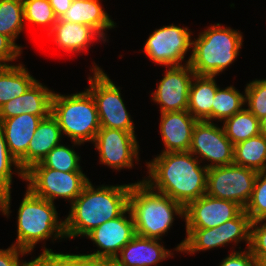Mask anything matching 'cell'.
<instances>
[{
    "mask_svg": "<svg viewBox=\"0 0 266 266\" xmlns=\"http://www.w3.org/2000/svg\"><path fill=\"white\" fill-rule=\"evenodd\" d=\"M62 132L57 119L50 113L43 118L30 140L27 153L18 161L25 172L41 160L57 145L61 144Z\"/></svg>",
    "mask_w": 266,
    "mask_h": 266,
    "instance_id": "cell-20",
    "label": "cell"
},
{
    "mask_svg": "<svg viewBox=\"0 0 266 266\" xmlns=\"http://www.w3.org/2000/svg\"><path fill=\"white\" fill-rule=\"evenodd\" d=\"M24 64L0 66V107L22 94L36 81Z\"/></svg>",
    "mask_w": 266,
    "mask_h": 266,
    "instance_id": "cell-25",
    "label": "cell"
},
{
    "mask_svg": "<svg viewBox=\"0 0 266 266\" xmlns=\"http://www.w3.org/2000/svg\"><path fill=\"white\" fill-rule=\"evenodd\" d=\"M200 163L189 151L160 153L146 162L148 176L142 181L185 208L206 194L208 168Z\"/></svg>",
    "mask_w": 266,
    "mask_h": 266,
    "instance_id": "cell-1",
    "label": "cell"
},
{
    "mask_svg": "<svg viewBox=\"0 0 266 266\" xmlns=\"http://www.w3.org/2000/svg\"><path fill=\"white\" fill-rule=\"evenodd\" d=\"M258 172L235 164L209 168L206 194L236 202L243 209L249 203Z\"/></svg>",
    "mask_w": 266,
    "mask_h": 266,
    "instance_id": "cell-10",
    "label": "cell"
},
{
    "mask_svg": "<svg viewBox=\"0 0 266 266\" xmlns=\"http://www.w3.org/2000/svg\"><path fill=\"white\" fill-rule=\"evenodd\" d=\"M53 92L36 80L24 94L0 107V121L27 113L46 118L51 113Z\"/></svg>",
    "mask_w": 266,
    "mask_h": 266,
    "instance_id": "cell-19",
    "label": "cell"
},
{
    "mask_svg": "<svg viewBox=\"0 0 266 266\" xmlns=\"http://www.w3.org/2000/svg\"><path fill=\"white\" fill-rule=\"evenodd\" d=\"M23 0H0V33L14 43L24 29Z\"/></svg>",
    "mask_w": 266,
    "mask_h": 266,
    "instance_id": "cell-29",
    "label": "cell"
},
{
    "mask_svg": "<svg viewBox=\"0 0 266 266\" xmlns=\"http://www.w3.org/2000/svg\"><path fill=\"white\" fill-rule=\"evenodd\" d=\"M24 21L43 27L47 33L58 21L49 0H23Z\"/></svg>",
    "mask_w": 266,
    "mask_h": 266,
    "instance_id": "cell-31",
    "label": "cell"
},
{
    "mask_svg": "<svg viewBox=\"0 0 266 266\" xmlns=\"http://www.w3.org/2000/svg\"><path fill=\"white\" fill-rule=\"evenodd\" d=\"M243 208L236 202L218 199L207 194L184 208L186 229L215 228L235 218Z\"/></svg>",
    "mask_w": 266,
    "mask_h": 266,
    "instance_id": "cell-16",
    "label": "cell"
},
{
    "mask_svg": "<svg viewBox=\"0 0 266 266\" xmlns=\"http://www.w3.org/2000/svg\"><path fill=\"white\" fill-rule=\"evenodd\" d=\"M51 114L72 146L93 142L101 128L95 101L87 89L70 95L53 92Z\"/></svg>",
    "mask_w": 266,
    "mask_h": 266,
    "instance_id": "cell-6",
    "label": "cell"
},
{
    "mask_svg": "<svg viewBox=\"0 0 266 266\" xmlns=\"http://www.w3.org/2000/svg\"><path fill=\"white\" fill-rule=\"evenodd\" d=\"M80 156L77 155L73 147L59 144L54 147L42 160L44 167L62 172L82 171L80 166Z\"/></svg>",
    "mask_w": 266,
    "mask_h": 266,
    "instance_id": "cell-30",
    "label": "cell"
},
{
    "mask_svg": "<svg viewBox=\"0 0 266 266\" xmlns=\"http://www.w3.org/2000/svg\"><path fill=\"white\" fill-rule=\"evenodd\" d=\"M251 220L244 209L233 219L210 229H186V237L180 242L175 251L194 254L226 244H238L246 241V248L250 245Z\"/></svg>",
    "mask_w": 266,
    "mask_h": 266,
    "instance_id": "cell-9",
    "label": "cell"
},
{
    "mask_svg": "<svg viewBox=\"0 0 266 266\" xmlns=\"http://www.w3.org/2000/svg\"><path fill=\"white\" fill-rule=\"evenodd\" d=\"M223 129L233 145L260 134V120L247 108L223 121Z\"/></svg>",
    "mask_w": 266,
    "mask_h": 266,
    "instance_id": "cell-27",
    "label": "cell"
},
{
    "mask_svg": "<svg viewBox=\"0 0 266 266\" xmlns=\"http://www.w3.org/2000/svg\"><path fill=\"white\" fill-rule=\"evenodd\" d=\"M28 254L13 244L7 249H0V266H28L27 261H20L21 257Z\"/></svg>",
    "mask_w": 266,
    "mask_h": 266,
    "instance_id": "cell-39",
    "label": "cell"
},
{
    "mask_svg": "<svg viewBox=\"0 0 266 266\" xmlns=\"http://www.w3.org/2000/svg\"><path fill=\"white\" fill-rule=\"evenodd\" d=\"M260 134L266 136V116L260 120Z\"/></svg>",
    "mask_w": 266,
    "mask_h": 266,
    "instance_id": "cell-43",
    "label": "cell"
},
{
    "mask_svg": "<svg viewBox=\"0 0 266 266\" xmlns=\"http://www.w3.org/2000/svg\"><path fill=\"white\" fill-rule=\"evenodd\" d=\"M219 266H259V263L249 248H246L244 251L234 250L221 261Z\"/></svg>",
    "mask_w": 266,
    "mask_h": 266,
    "instance_id": "cell-38",
    "label": "cell"
},
{
    "mask_svg": "<svg viewBox=\"0 0 266 266\" xmlns=\"http://www.w3.org/2000/svg\"><path fill=\"white\" fill-rule=\"evenodd\" d=\"M161 114L160 133L164 145L161 153L189 151L196 120L188 110Z\"/></svg>",
    "mask_w": 266,
    "mask_h": 266,
    "instance_id": "cell-17",
    "label": "cell"
},
{
    "mask_svg": "<svg viewBox=\"0 0 266 266\" xmlns=\"http://www.w3.org/2000/svg\"><path fill=\"white\" fill-rule=\"evenodd\" d=\"M238 29L220 23L207 27L192 40V52L187 62L196 75L217 76L238 57L243 35Z\"/></svg>",
    "mask_w": 266,
    "mask_h": 266,
    "instance_id": "cell-4",
    "label": "cell"
},
{
    "mask_svg": "<svg viewBox=\"0 0 266 266\" xmlns=\"http://www.w3.org/2000/svg\"><path fill=\"white\" fill-rule=\"evenodd\" d=\"M14 166L15 171L12 167ZM13 171V172H12ZM16 172L24 181V171L20 168L18 161L10 154L5 141L3 128L0 125V180L11 189L12 175Z\"/></svg>",
    "mask_w": 266,
    "mask_h": 266,
    "instance_id": "cell-34",
    "label": "cell"
},
{
    "mask_svg": "<svg viewBox=\"0 0 266 266\" xmlns=\"http://www.w3.org/2000/svg\"><path fill=\"white\" fill-rule=\"evenodd\" d=\"M11 189L0 180V211L7 218L10 215Z\"/></svg>",
    "mask_w": 266,
    "mask_h": 266,
    "instance_id": "cell-40",
    "label": "cell"
},
{
    "mask_svg": "<svg viewBox=\"0 0 266 266\" xmlns=\"http://www.w3.org/2000/svg\"><path fill=\"white\" fill-rule=\"evenodd\" d=\"M200 162L207 160L209 168L231 165L234 162V145L226 136L223 126L211 121H197L189 148ZM198 155V156H197Z\"/></svg>",
    "mask_w": 266,
    "mask_h": 266,
    "instance_id": "cell-12",
    "label": "cell"
},
{
    "mask_svg": "<svg viewBox=\"0 0 266 266\" xmlns=\"http://www.w3.org/2000/svg\"><path fill=\"white\" fill-rule=\"evenodd\" d=\"M62 51L67 53H78L87 48L93 41L106 40L92 27L79 23L59 20L54 24L52 30L47 34Z\"/></svg>",
    "mask_w": 266,
    "mask_h": 266,
    "instance_id": "cell-21",
    "label": "cell"
},
{
    "mask_svg": "<svg viewBox=\"0 0 266 266\" xmlns=\"http://www.w3.org/2000/svg\"><path fill=\"white\" fill-rule=\"evenodd\" d=\"M135 132L101 127L92 142L99 161L115 170L132 168L139 161V144Z\"/></svg>",
    "mask_w": 266,
    "mask_h": 266,
    "instance_id": "cell-13",
    "label": "cell"
},
{
    "mask_svg": "<svg viewBox=\"0 0 266 266\" xmlns=\"http://www.w3.org/2000/svg\"><path fill=\"white\" fill-rule=\"evenodd\" d=\"M249 250L259 266L266 262V219L251 222Z\"/></svg>",
    "mask_w": 266,
    "mask_h": 266,
    "instance_id": "cell-35",
    "label": "cell"
},
{
    "mask_svg": "<svg viewBox=\"0 0 266 266\" xmlns=\"http://www.w3.org/2000/svg\"><path fill=\"white\" fill-rule=\"evenodd\" d=\"M131 183L92 185L89 181L82 193L70 204L65 221L67 238L86 236L94 228L120 216L128 208Z\"/></svg>",
    "mask_w": 266,
    "mask_h": 266,
    "instance_id": "cell-2",
    "label": "cell"
},
{
    "mask_svg": "<svg viewBox=\"0 0 266 266\" xmlns=\"http://www.w3.org/2000/svg\"><path fill=\"white\" fill-rule=\"evenodd\" d=\"M244 211L251 222L266 219V170L258 172L252 196Z\"/></svg>",
    "mask_w": 266,
    "mask_h": 266,
    "instance_id": "cell-32",
    "label": "cell"
},
{
    "mask_svg": "<svg viewBox=\"0 0 266 266\" xmlns=\"http://www.w3.org/2000/svg\"><path fill=\"white\" fill-rule=\"evenodd\" d=\"M73 0H49L54 13L60 19L64 13L70 8Z\"/></svg>",
    "mask_w": 266,
    "mask_h": 266,
    "instance_id": "cell-41",
    "label": "cell"
},
{
    "mask_svg": "<svg viewBox=\"0 0 266 266\" xmlns=\"http://www.w3.org/2000/svg\"><path fill=\"white\" fill-rule=\"evenodd\" d=\"M93 66L86 89L95 101L101 127L135 132V124L121 97V87H117L95 62Z\"/></svg>",
    "mask_w": 266,
    "mask_h": 266,
    "instance_id": "cell-7",
    "label": "cell"
},
{
    "mask_svg": "<svg viewBox=\"0 0 266 266\" xmlns=\"http://www.w3.org/2000/svg\"><path fill=\"white\" fill-rule=\"evenodd\" d=\"M101 0H73L70 8L59 20L90 26L106 41V30L116 27V23L102 7ZM105 31V33H104Z\"/></svg>",
    "mask_w": 266,
    "mask_h": 266,
    "instance_id": "cell-23",
    "label": "cell"
},
{
    "mask_svg": "<svg viewBox=\"0 0 266 266\" xmlns=\"http://www.w3.org/2000/svg\"><path fill=\"white\" fill-rule=\"evenodd\" d=\"M128 214V215H127ZM128 217H127V216ZM132 214L127 208L120 216L94 228L85 237L98 249L94 253L81 254L89 259L113 261L120 250L135 236Z\"/></svg>",
    "mask_w": 266,
    "mask_h": 266,
    "instance_id": "cell-14",
    "label": "cell"
},
{
    "mask_svg": "<svg viewBox=\"0 0 266 266\" xmlns=\"http://www.w3.org/2000/svg\"><path fill=\"white\" fill-rule=\"evenodd\" d=\"M79 266H113L111 261L89 259L79 254Z\"/></svg>",
    "mask_w": 266,
    "mask_h": 266,
    "instance_id": "cell-42",
    "label": "cell"
},
{
    "mask_svg": "<svg viewBox=\"0 0 266 266\" xmlns=\"http://www.w3.org/2000/svg\"><path fill=\"white\" fill-rule=\"evenodd\" d=\"M22 52V46L14 43L9 37L0 33V66L12 65Z\"/></svg>",
    "mask_w": 266,
    "mask_h": 266,
    "instance_id": "cell-37",
    "label": "cell"
},
{
    "mask_svg": "<svg viewBox=\"0 0 266 266\" xmlns=\"http://www.w3.org/2000/svg\"><path fill=\"white\" fill-rule=\"evenodd\" d=\"M184 65L168 66L152 92V100L160 105V113L185 111L188 108L190 85L195 75L187 61Z\"/></svg>",
    "mask_w": 266,
    "mask_h": 266,
    "instance_id": "cell-15",
    "label": "cell"
},
{
    "mask_svg": "<svg viewBox=\"0 0 266 266\" xmlns=\"http://www.w3.org/2000/svg\"><path fill=\"white\" fill-rule=\"evenodd\" d=\"M28 266H79V254L54 253L44 246L39 256L28 261Z\"/></svg>",
    "mask_w": 266,
    "mask_h": 266,
    "instance_id": "cell-36",
    "label": "cell"
},
{
    "mask_svg": "<svg viewBox=\"0 0 266 266\" xmlns=\"http://www.w3.org/2000/svg\"><path fill=\"white\" fill-rule=\"evenodd\" d=\"M17 213V237L13 245L19 249L32 253L40 241L66 238L65 221L58 218L54 203L34 195L28 188Z\"/></svg>",
    "mask_w": 266,
    "mask_h": 266,
    "instance_id": "cell-5",
    "label": "cell"
},
{
    "mask_svg": "<svg viewBox=\"0 0 266 266\" xmlns=\"http://www.w3.org/2000/svg\"><path fill=\"white\" fill-rule=\"evenodd\" d=\"M192 32L174 24L155 29L144 44V54L155 64L179 66L192 49Z\"/></svg>",
    "mask_w": 266,
    "mask_h": 266,
    "instance_id": "cell-11",
    "label": "cell"
},
{
    "mask_svg": "<svg viewBox=\"0 0 266 266\" xmlns=\"http://www.w3.org/2000/svg\"><path fill=\"white\" fill-rule=\"evenodd\" d=\"M128 208L134 221L135 234L162 240L163 234L178 216L184 219V207L169 196L151 189L144 181L131 183Z\"/></svg>",
    "mask_w": 266,
    "mask_h": 266,
    "instance_id": "cell-3",
    "label": "cell"
},
{
    "mask_svg": "<svg viewBox=\"0 0 266 266\" xmlns=\"http://www.w3.org/2000/svg\"><path fill=\"white\" fill-rule=\"evenodd\" d=\"M243 94L233 85L223 89L219 87L212 103V121L217 119L222 122L241 111L246 104L245 90Z\"/></svg>",
    "mask_w": 266,
    "mask_h": 266,
    "instance_id": "cell-28",
    "label": "cell"
},
{
    "mask_svg": "<svg viewBox=\"0 0 266 266\" xmlns=\"http://www.w3.org/2000/svg\"><path fill=\"white\" fill-rule=\"evenodd\" d=\"M160 241L135 235L114 258L113 266H157L159 262L174 257Z\"/></svg>",
    "mask_w": 266,
    "mask_h": 266,
    "instance_id": "cell-18",
    "label": "cell"
},
{
    "mask_svg": "<svg viewBox=\"0 0 266 266\" xmlns=\"http://www.w3.org/2000/svg\"><path fill=\"white\" fill-rule=\"evenodd\" d=\"M233 164L257 172L266 170V136L259 134L234 145Z\"/></svg>",
    "mask_w": 266,
    "mask_h": 266,
    "instance_id": "cell-26",
    "label": "cell"
},
{
    "mask_svg": "<svg viewBox=\"0 0 266 266\" xmlns=\"http://www.w3.org/2000/svg\"><path fill=\"white\" fill-rule=\"evenodd\" d=\"M27 188L36 196L52 203L64 198L70 204L90 181L83 171L62 172L44 167L40 162L24 172Z\"/></svg>",
    "mask_w": 266,
    "mask_h": 266,
    "instance_id": "cell-8",
    "label": "cell"
},
{
    "mask_svg": "<svg viewBox=\"0 0 266 266\" xmlns=\"http://www.w3.org/2000/svg\"><path fill=\"white\" fill-rule=\"evenodd\" d=\"M245 103L259 120L266 116V79H256L246 84Z\"/></svg>",
    "mask_w": 266,
    "mask_h": 266,
    "instance_id": "cell-33",
    "label": "cell"
},
{
    "mask_svg": "<svg viewBox=\"0 0 266 266\" xmlns=\"http://www.w3.org/2000/svg\"><path fill=\"white\" fill-rule=\"evenodd\" d=\"M41 120L40 116L27 113L0 121L9 152L17 161L27 153L30 140Z\"/></svg>",
    "mask_w": 266,
    "mask_h": 266,
    "instance_id": "cell-22",
    "label": "cell"
},
{
    "mask_svg": "<svg viewBox=\"0 0 266 266\" xmlns=\"http://www.w3.org/2000/svg\"><path fill=\"white\" fill-rule=\"evenodd\" d=\"M215 77L195 74L191 82L187 110L198 121L212 122V103L220 87Z\"/></svg>",
    "mask_w": 266,
    "mask_h": 266,
    "instance_id": "cell-24",
    "label": "cell"
}]
</instances>
